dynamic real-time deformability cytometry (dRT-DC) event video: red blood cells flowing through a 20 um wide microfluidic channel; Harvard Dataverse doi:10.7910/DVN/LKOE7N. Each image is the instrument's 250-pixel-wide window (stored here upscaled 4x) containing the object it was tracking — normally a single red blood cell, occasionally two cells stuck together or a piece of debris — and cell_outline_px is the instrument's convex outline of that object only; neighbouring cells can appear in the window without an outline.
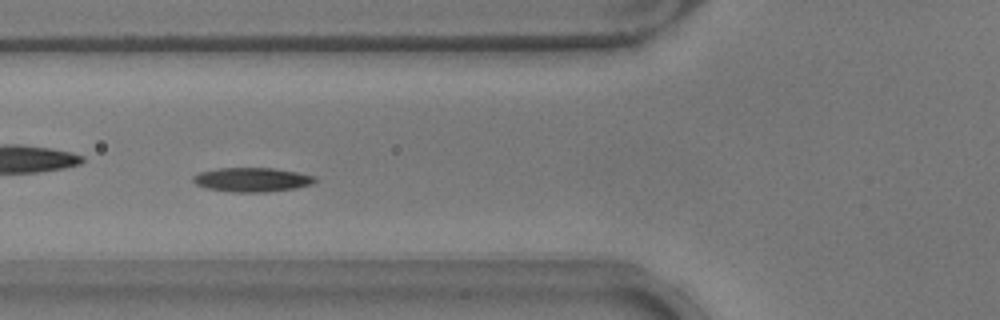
{"species": "common noctule bat (a hibernating species)", "species_latin": "Nyctalus noctula", "temperature_condition": "warm", "stored_images_in_passage": 34, "camera_frame_rate_fps": 3000, "um_per_image_px": 0.085, "animal": {"sex": "male", "body_mass_g": 17.9}, "frame": {"image": 1, "passage_image": 10, "time_ms": 3.0, "image_size_px": [1000, 320], "cell_outline_px": [[316, 180], [312, 184], [296, 188], [264, 192], [232, 192], [208, 188], [196, 184], [192, 180], [192, 176], [200, 172], [220, 168], [272, 168], [296, 172], [316, 176]], "centroid_in_image_um": [21.42, 15.27], "position_along_channel_um": 104.4, "area_um2": 17.05}}
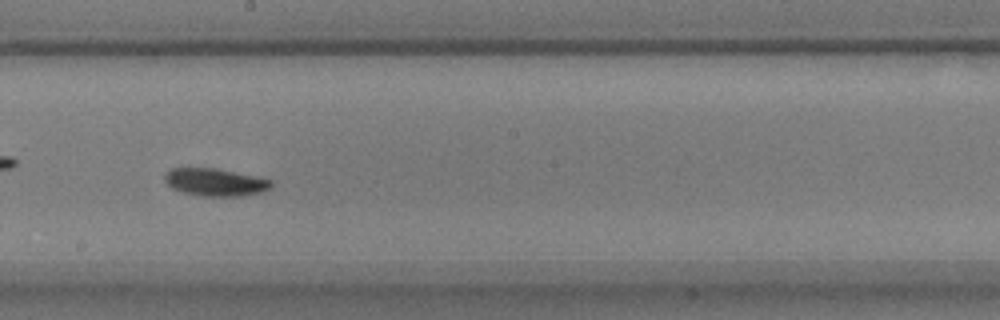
{"frame": {"image": 2, "passage_image": 20, "time_ms": 6.333, "image_size_px": [1000, 320], "cell_outline_px": [[272, 184], [268, 188], [260, 192], [244, 196], [204, 196], [184, 192], [172, 188], [164, 180], [164, 176], [172, 168], [216, 168], [272, 180]], "centroid_in_image_um": [18.28, 15.48], "position_along_channel_um": 229.9, "area_um2": 16.82}, "authors_computed_cell_mechanics": {"area_um2": 16.7331, "velocity_mm_per_s": 3.7688, "shape_relaxation_time_tau1_ms": 2.2651, "shape_relaxation_time_tau2_ms": null, "deformation_change_tau1": 0.0863, "deformation_change_tau2": null}}